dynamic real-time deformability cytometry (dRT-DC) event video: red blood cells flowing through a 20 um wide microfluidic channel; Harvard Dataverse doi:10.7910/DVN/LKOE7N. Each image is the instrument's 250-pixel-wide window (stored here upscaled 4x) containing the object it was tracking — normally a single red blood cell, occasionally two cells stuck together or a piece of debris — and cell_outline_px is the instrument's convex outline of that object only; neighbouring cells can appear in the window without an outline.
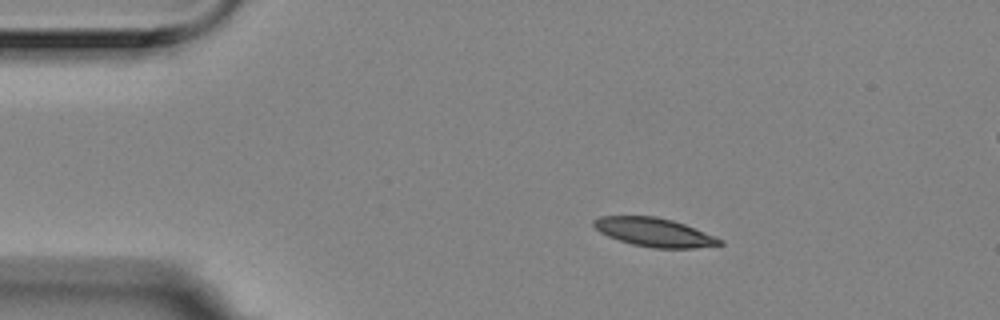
{"species": "Egyptian fruit bat (a non-hibernating species)", "species_latin": "Rousettus aegyptiacus", "temperature_condition": "room temperature", "stored_images_in_passage": 2, "camera_frame_rate_fps": 3000, "um_per_image_px": 0.085, "animal": {"sex": "female"}, "frame": {"image": 1, "passage_image": 2, "time_ms": 0.333, "image_size_px": [1000, 320], "cell_outline_px": [[724, 244], [696, 248], [652, 248], [632, 244], [608, 236], [600, 232], [592, 224], [592, 220], [600, 216], [656, 216], [672, 220], [684, 224], [724, 240]], "centroid_in_image_um": [55.61, 19.74], "position_along_channel_um": 29.4, "area_um2": 20.98}}